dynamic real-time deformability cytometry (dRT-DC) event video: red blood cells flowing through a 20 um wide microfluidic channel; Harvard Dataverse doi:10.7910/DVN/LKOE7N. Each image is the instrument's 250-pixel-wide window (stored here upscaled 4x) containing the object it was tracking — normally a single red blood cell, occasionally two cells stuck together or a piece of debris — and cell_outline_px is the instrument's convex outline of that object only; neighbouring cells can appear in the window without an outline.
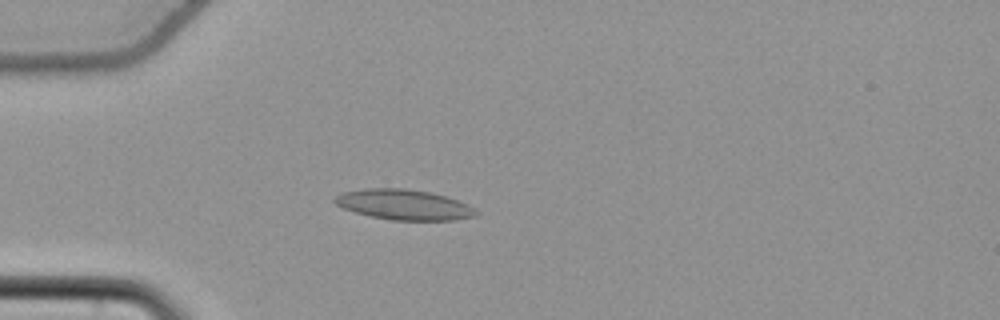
{"species": "common noctule bat (a hibernating species)", "species_latin": "Nyctalus noctula", "temperature_condition": "cold", "stored_images_in_passage": 56, "camera_frame_rate_fps": 3000, "um_per_image_px": 0.085, "animal": {"sex": "female", "body_mass_g": 22.7, "forearm_length_mm": 54.2}, "frame": {"image": 1, "passage_image": 17, "time_ms": 5.333, "image_size_px": [1000, 320], "cell_outline_px": [[480, 212], [476, 216], [456, 220], [392, 220], [372, 216], [356, 212], [344, 208], [336, 204], [332, 200], [336, 196], [344, 192], [364, 188], [404, 188], [432, 192], [468, 204]], "centroid_in_image_um": [34.36, 17.39], "position_along_channel_um": 50.6, "area_um2": 24.91}}
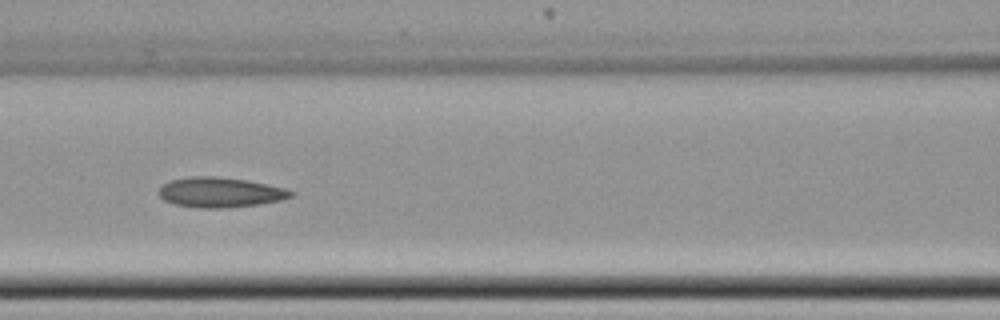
{"frame": {"image": 2, "passage_image": 26, "time_ms": 8.333, "image_size_px": [1000, 320], "cell_outline_px": [[296, 192], [292, 196], [280, 200], [260, 204], [220, 208], [200, 208], [176, 204], [164, 200], [160, 196], [160, 188], [168, 180], [188, 176], [216, 176], [244, 180], [284, 188]], "centroid_in_image_um": [18.69, 16.34], "position_along_channel_um": 147.9, "area_um2": 22.89}}
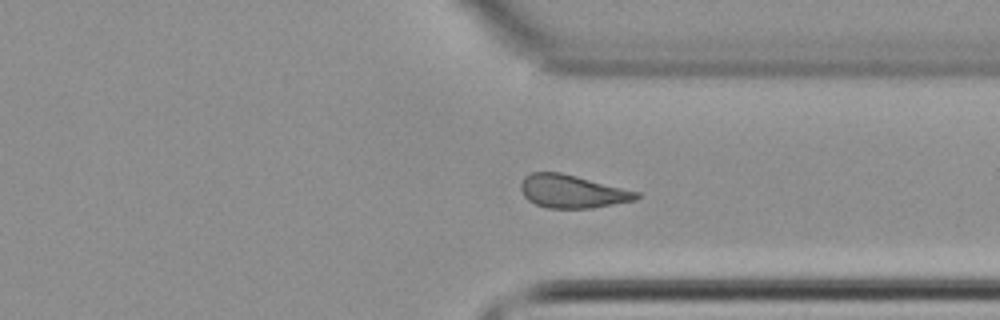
{"frame": {"image": 3, "passage_image": 43, "time_ms": 14.0, "image_size_px": [1000, 320], "cell_outline_px": [[640, 196], [636, 200], [592, 208], [548, 208], [536, 204], [528, 200], [524, 196], [520, 188], [520, 184], [524, 176], [532, 172], [560, 172], [640, 192]], "centroid_in_image_um": [48.63, 16.27], "position_along_channel_um": 362.8, "area_um2": 22.25}, "authors_computed_cell_mechanics": {"area_um2": 22.9177, "velocity_mm_per_s": 3.7902, "shape_relaxation_time_tau1_ms": 8.8634, "shape_relaxation_time_tau2_ms": 2.8402, "deformation_change_tau1": 0.1461, "deformation_change_tau2": 0.0947}}